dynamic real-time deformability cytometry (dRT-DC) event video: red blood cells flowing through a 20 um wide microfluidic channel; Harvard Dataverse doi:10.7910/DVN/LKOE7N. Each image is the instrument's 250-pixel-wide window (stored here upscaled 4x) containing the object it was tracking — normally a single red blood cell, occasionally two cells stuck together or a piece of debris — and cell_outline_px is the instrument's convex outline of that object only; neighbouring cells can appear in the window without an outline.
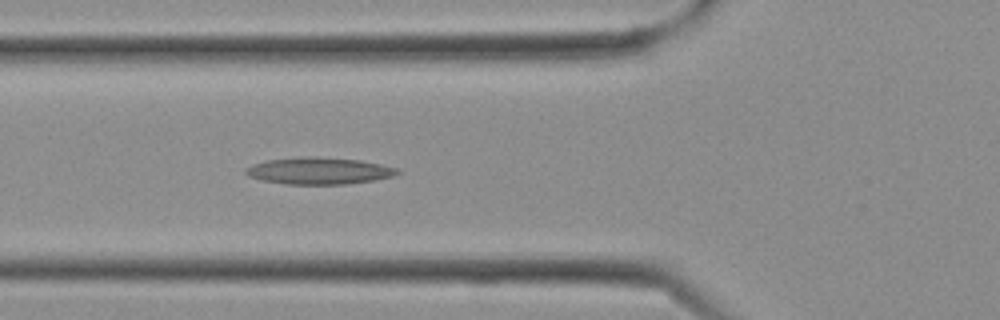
{"species": "Egyptian fruit bat (a non-hibernating species)", "species_latin": "Rousettus aegyptiacus", "temperature_condition": "cold", "stored_images_in_passage": 8, "camera_frame_rate_fps": 3000, "um_per_image_px": 0.085, "frame": {"image": 1, "passage_image": 8, "time_ms": 2.333, "image_size_px": [1000, 320], "cell_outline_px": [[400, 172], [392, 176], [376, 180], [344, 184], [284, 184], [264, 180], [248, 176], [244, 172], [244, 168], [252, 164], [268, 160], [304, 156], [316, 156], [360, 160], [380, 164], [396, 168]], "centroid_in_image_um": [27.08, 14.51], "position_along_channel_um": 98.7, "area_um2": 23.7}}